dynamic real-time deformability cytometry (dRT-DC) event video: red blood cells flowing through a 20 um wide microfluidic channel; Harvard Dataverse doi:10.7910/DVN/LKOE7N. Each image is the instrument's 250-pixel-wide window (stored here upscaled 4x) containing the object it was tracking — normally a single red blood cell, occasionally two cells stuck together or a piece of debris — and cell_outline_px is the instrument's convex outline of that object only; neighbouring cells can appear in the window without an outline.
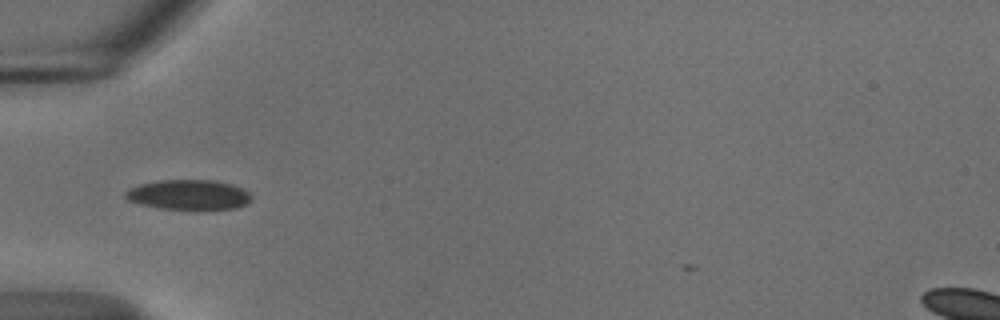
{"species": "common noctule bat (a hibernating species)", "species_latin": "Nyctalus noctula", "temperature_condition": "cold", "stored_images_in_passage": 37, "camera_frame_rate_fps": 3000, "um_per_image_px": 0.085, "animal": {"sex": "male", "body_mass_g": 18.8}, "frame": {"image": 1, "passage_image": 3, "time_ms": 0.667, "image_size_px": [1000, 320], "cell_outline_px": [[252, 196], [244, 204], [236, 208], [160, 208], [140, 204], [128, 200], [124, 196], [124, 192], [128, 188], [140, 184], [160, 180], [212, 180], [232, 184], [248, 192]], "centroid_in_image_um": [15.97, 16.53], "position_along_channel_um": 69.0, "area_um2": 21.5}}
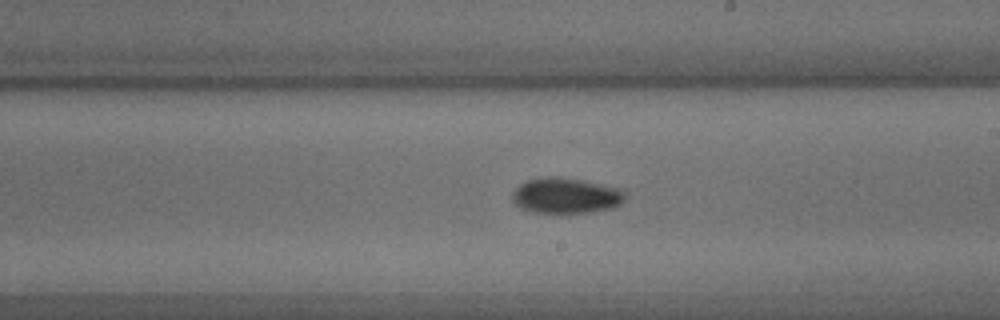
{"frame": {"image": 2, "passage_image": 17, "time_ms": 5.333, "image_size_px": [1000, 320], "cell_outline_px": [[628, 196], [620, 204], [612, 208], [588, 212], [532, 212], [516, 204], [512, 200], [512, 192], [520, 184], [528, 180], [548, 176], [556, 176], [580, 180], [620, 188]], "centroid_in_image_um": [48.12, 16.62], "position_along_channel_um": 240.9, "area_um2": 23.12}}
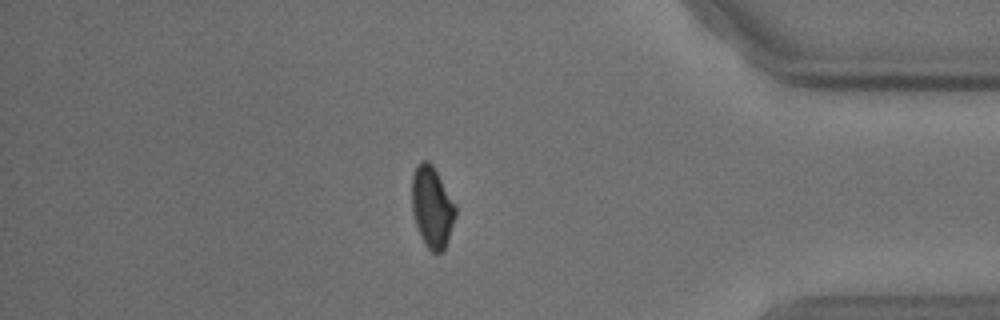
{"frame": {"image": 3, "passage_image": 32, "time_ms": 10.333, "image_size_px": [1000, 320], "cell_outline_px": [[456, 216], [448, 240], [444, 248], [440, 252], [432, 252], [424, 244], [416, 224], [412, 212], [412, 176], [416, 168], [424, 160], [428, 160], [432, 164], [456, 204]], "centroid_in_image_um": [36.74, 17.6], "position_along_channel_um": 398.5, "area_um2": 20.52}}